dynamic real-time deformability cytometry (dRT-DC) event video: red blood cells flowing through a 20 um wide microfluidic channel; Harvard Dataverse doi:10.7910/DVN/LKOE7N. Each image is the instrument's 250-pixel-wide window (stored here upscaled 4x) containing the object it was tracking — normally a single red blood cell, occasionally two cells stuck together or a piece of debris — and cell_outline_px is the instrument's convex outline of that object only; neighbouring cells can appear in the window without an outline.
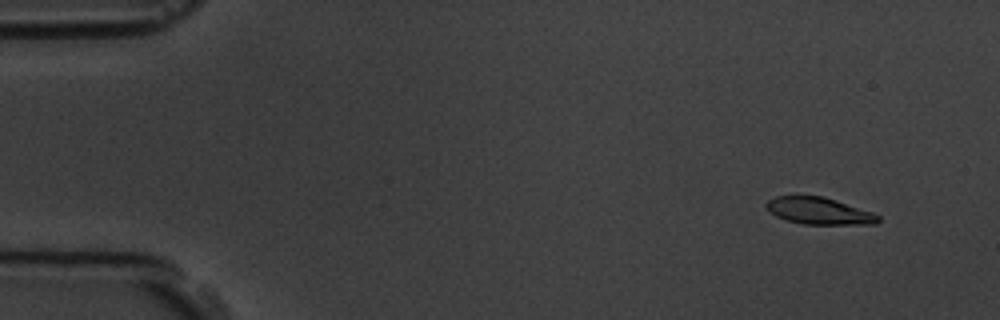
{"species": "common noctule bat (a hibernating species)", "species_latin": "Nyctalus noctula", "temperature_condition": "room temperature", "stored_images_in_passage": 8, "camera_frame_rate_fps": 3000, "um_per_image_px": 0.085, "animal": {"sex": "male", "body_mass_g": 19.5, "forearm_length_mm": 54.6}, "frame": {"image": 1, "passage_image": 2, "time_ms": 1.0, "image_size_px": [1000, 320], "cell_outline_px": [[880, 220], [876, 224], [804, 224], [784, 220], [776, 216], [764, 204], [768, 200], [776, 196], [824, 196], [872, 212], [880, 216]], "centroid_in_image_um": [69.62, 17.93], "position_along_channel_um": 15.4, "area_um2": 17.46}}
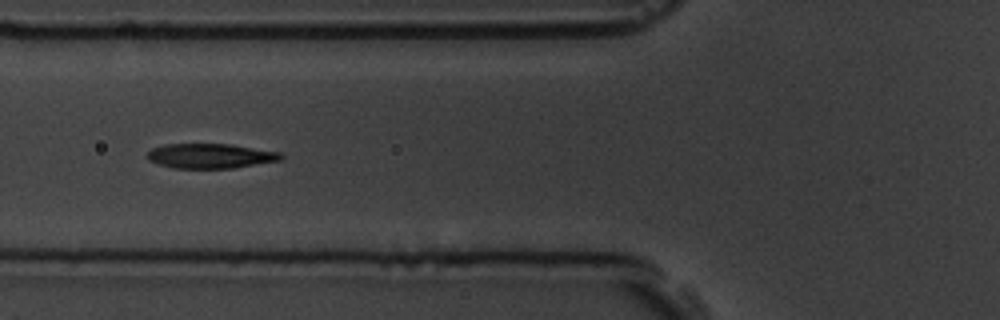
{"frame": {"image": 2, "passage_image": 7, "time_ms": 6.667, "image_size_px": [1000, 320], "cell_outline_px": [[284, 156], [280, 160], [232, 168], [172, 168], [148, 160], [144, 156], [152, 148], [164, 144], [228, 144], [280, 152]], "centroid_in_image_um": [17.83, 13.25], "position_along_channel_um": 108.0, "area_um2": 19.19}}
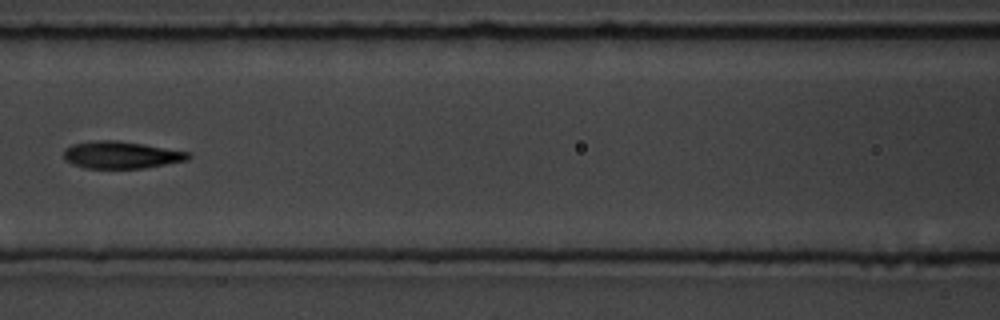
{"frame": {"image": 3, "passage_image": 8, "time_ms": 8.0, "image_size_px": [1000, 320], "cell_outline_px": [[192, 156], [188, 160], [144, 168], [84, 168], [72, 164], [64, 160], [64, 148], [72, 144], [96, 140], [116, 140], [144, 144], [188, 152]], "centroid_in_image_um": [10.27, 13.17], "position_along_channel_um": 156.3, "area_um2": 19.77}}